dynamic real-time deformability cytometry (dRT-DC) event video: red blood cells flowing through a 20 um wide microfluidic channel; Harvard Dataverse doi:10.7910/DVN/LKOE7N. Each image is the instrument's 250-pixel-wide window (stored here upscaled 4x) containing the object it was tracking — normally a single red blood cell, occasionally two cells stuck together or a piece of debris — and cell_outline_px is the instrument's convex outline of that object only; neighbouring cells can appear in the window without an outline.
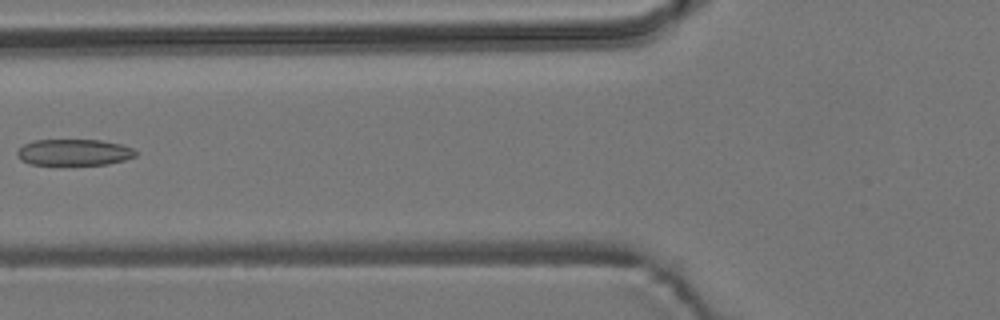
{"species": "common noctule bat (a hibernating species)", "species_latin": "Nyctalus noctula", "temperature_condition": "room temperature", "stored_images_in_passage": 7, "camera_frame_rate_fps": 3000, "um_per_image_px": 0.085, "animal": {"sex": "male", "body_mass_g": 19.2, "forearm_length_mm": 51.8}, "frame": {"image": 1, "passage_image": 6, "time_ms": 1.667, "image_size_px": [1000, 320], "cell_outline_px": [[136, 156], [124, 160], [108, 164], [32, 164], [20, 160], [16, 152], [24, 144], [32, 140], [100, 140], [120, 144], [132, 148], [136, 152]], "centroid_in_image_um": [6.28, 12.94], "position_along_channel_um": 119.5, "area_um2": 17.98}}
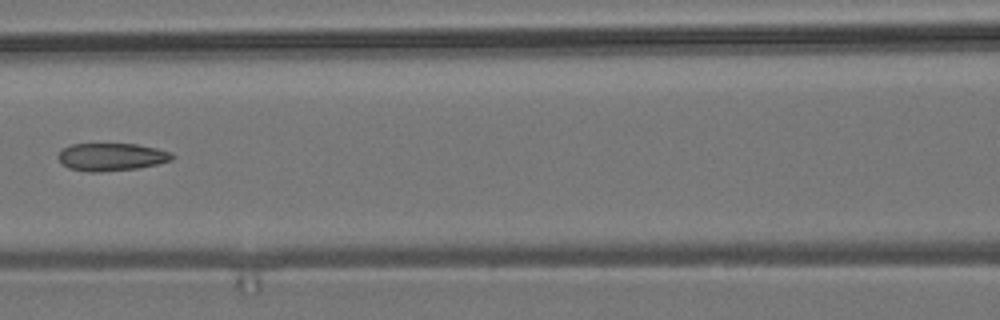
{"frame": {"image": 2, "passage_image": 7, "time_ms": 2.0, "image_size_px": [1000, 320], "cell_outline_px": [[176, 156], [172, 160], [140, 168], [100, 172], [88, 172], [68, 168], [56, 156], [64, 148], [72, 144], [136, 144], [156, 148], [172, 152]], "centroid_in_image_um": [9.5, 13.34], "position_along_channel_um": 157.1, "area_um2": 18.44}}